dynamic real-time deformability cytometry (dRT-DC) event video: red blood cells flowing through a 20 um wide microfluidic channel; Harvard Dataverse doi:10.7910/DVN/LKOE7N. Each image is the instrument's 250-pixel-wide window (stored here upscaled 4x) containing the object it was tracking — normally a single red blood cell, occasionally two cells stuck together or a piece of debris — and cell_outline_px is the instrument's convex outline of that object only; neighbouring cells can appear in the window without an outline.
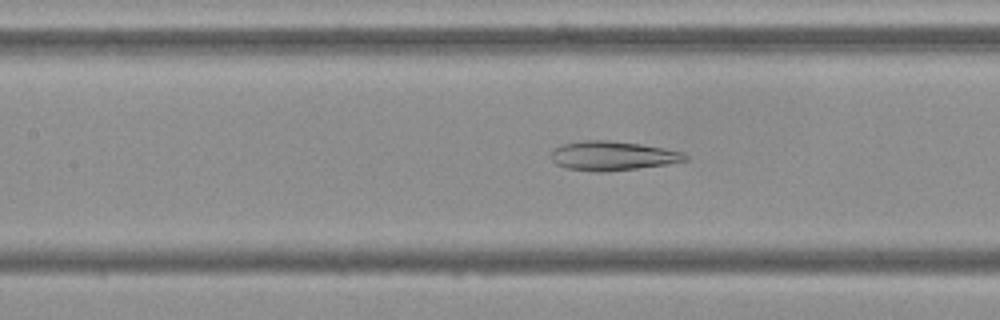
{"species": "Egyptian fruit bat (a non-hibernating species)", "species_latin": "Rousettus aegyptiacus", "temperature_condition": "cold", "stored_images_in_passage": 54, "camera_frame_rate_fps": 3000, "um_per_image_px": 0.085, "frame": {"image": 1, "passage_image": 24, "time_ms": 7.667, "image_size_px": [1000, 320], "cell_outline_px": [[688, 160], [668, 164], [604, 172], [596, 172], [564, 168], [556, 164], [552, 160], [552, 148], [564, 144], [584, 140], [608, 140], [640, 144], [664, 148], [684, 152], [688, 156]], "centroid_in_image_um": [52.07, 13.24], "position_along_channel_um": 155.3, "area_um2": 22.89}}
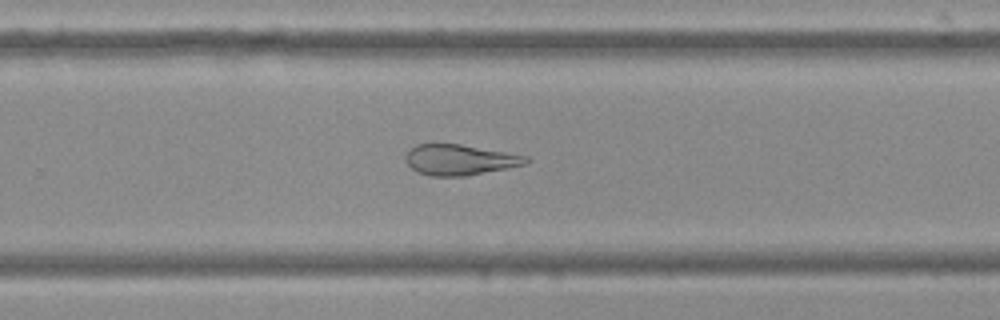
{"frame": {"image": 2, "passage_image": 35, "time_ms": 11.333, "image_size_px": [1000, 320], "cell_outline_px": [[532, 160], [528, 164], [508, 168], [464, 176], [432, 176], [416, 172], [404, 160], [404, 156], [408, 148], [416, 144], [460, 144], [528, 156]], "centroid_in_image_um": [39.06, 13.58], "position_along_channel_um": 290.7, "area_um2": 21.68}}
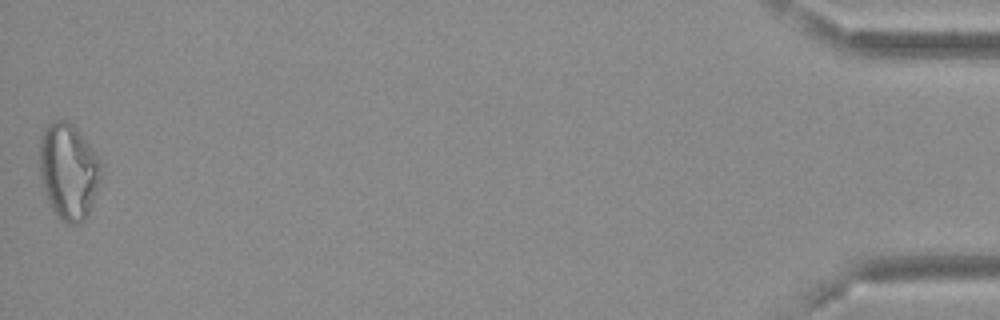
{"frame": {"image": 3, "passage_image": 54, "time_ms": 17.667, "image_size_px": [1000, 320], "cell_outline_px": [[104, 164], [88, 216], [80, 224], [64, 224], [60, 220], [52, 208], [48, 200], [40, 176], [40, 136], [48, 124], [56, 120], [68, 120], [76, 128]], "centroid_in_image_um": [5.83, 14.57], "position_along_channel_um": 429.4, "area_um2": 34.45}, "authors_computed_cell_mechanics": {"area_um2": 27.5417, "velocity_mm_per_s": 3.6986, "shape_relaxation_time_tau1_ms": null, "shape_relaxation_time_tau2_ms": 5.4798, "deformation_change_tau1": null, "deformation_change_tau2": 0.1231}}